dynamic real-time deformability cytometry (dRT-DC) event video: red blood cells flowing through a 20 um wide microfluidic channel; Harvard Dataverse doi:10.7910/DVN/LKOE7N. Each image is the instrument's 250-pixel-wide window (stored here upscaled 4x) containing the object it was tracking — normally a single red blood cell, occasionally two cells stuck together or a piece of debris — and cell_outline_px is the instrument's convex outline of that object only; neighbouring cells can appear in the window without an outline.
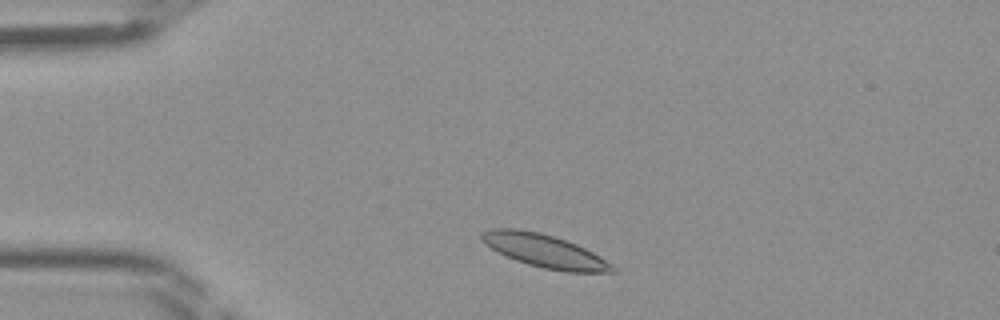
{"species": "Egyptian fruit bat (a non-hibernating species)", "species_latin": "Rousettus aegyptiacus", "temperature_condition": "room temperature", "stored_images_in_passage": 37, "camera_frame_rate_fps": 3000, "um_per_image_px": 0.085, "frame": {"image": 1, "passage_image": 1, "time_ms": 0.0, "image_size_px": [1000, 320], "cell_outline_px": [[616, 272], [568, 272], [544, 268], [528, 264], [516, 260], [484, 244], [480, 240], [480, 232], [488, 228], [516, 228], [540, 232], [576, 244], [592, 252], [612, 264], [616, 268]], "centroid_in_image_um": [46.25, 21.31], "position_along_channel_um": 38.7, "area_um2": 25.03}}
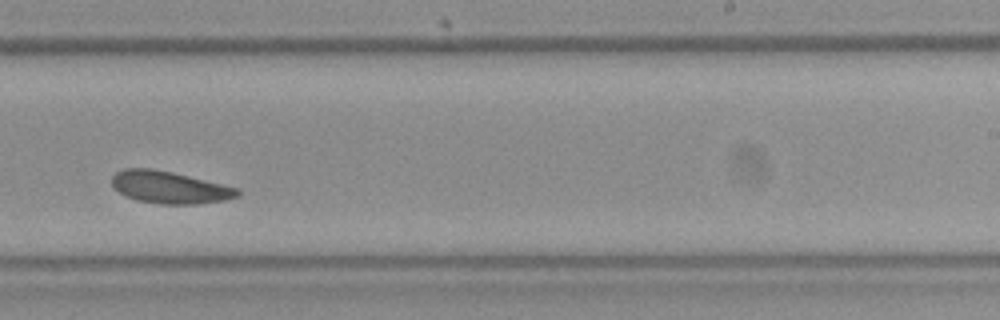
{"frame": {"image": 2, "passage_image": 20, "time_ms": 6.333, "image_size_px": [1000, 320], "cell_outline_px": [[240, 196], [224, 200], [196, 204], [160, 204], [136, 200], [124, 196], [112, 184], [112, 176], [116, 172], [124, 168], [152, 168], [172, 172], [240, 188]], "centroid_in_image_um": [14.42, 15.92], "position_along_channel_um": 274.6, "area_um2": 23.64}}
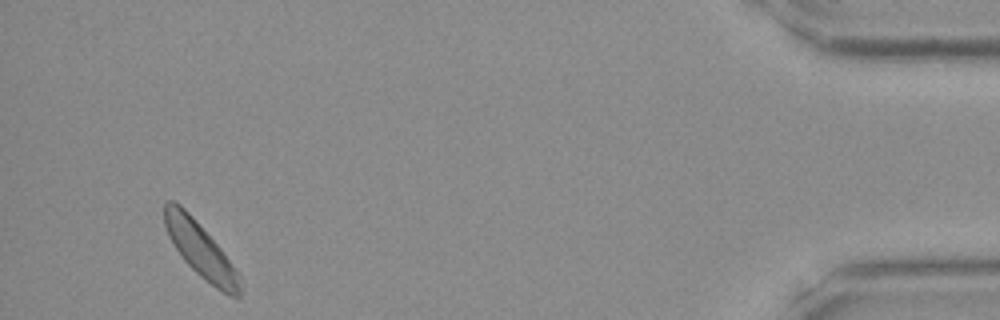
{"frame": {"image": 3, "passage_image": 35, "time_ms": 11.333, "image_size_px": [1000, 320], "cell_outline_px": [[240, 296], [232, 296], [216, 288], [200, 276], [184, 260], [168, 236], [164, 224], [164, 204], [168, 200], [172, 200], [180, 204], [192, 216], [220, 248], [240, 276]], "centroid_in_image_um": [17.0, 21.21], "position_along_channel_um": 418.2, "area_um2": 23.47}}